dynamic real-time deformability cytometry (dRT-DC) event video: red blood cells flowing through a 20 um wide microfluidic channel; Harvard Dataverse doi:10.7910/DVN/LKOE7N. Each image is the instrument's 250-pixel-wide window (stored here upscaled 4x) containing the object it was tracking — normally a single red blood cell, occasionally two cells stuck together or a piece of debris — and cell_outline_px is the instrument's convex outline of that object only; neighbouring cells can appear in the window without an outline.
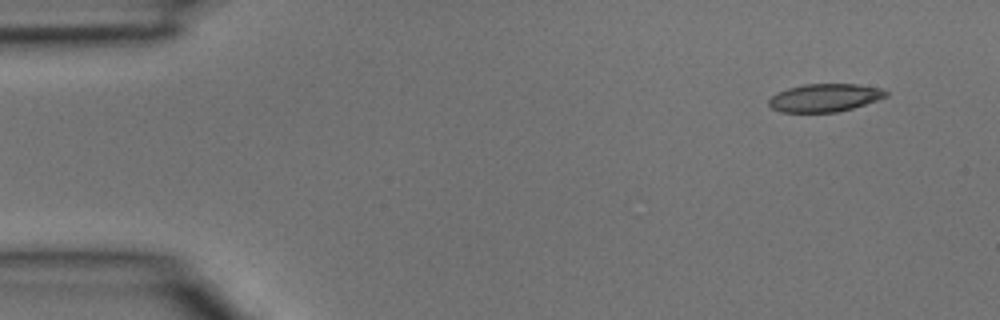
{"species": "common noctule bat (a hibernating species)", "species_latin": "Nyctalus noctula", "temperature_condition": "room temperature", "stored_images_in_passage": 4, "camera_frame_rate_fps": 3000, "um_per_image_px": 0.085, "animal": {"sex": "male", "body_mass_g": 15.6}, "frame": {"image": 1, "passage_image": 1, "time_ms": 0.0, "image_size_px": [1000, 320], "cell_outline_px": [[888, 96], [852, 108], [836, 112], [780, 112], [772, 108], [768, 104], [768, 100], [776, 92], [788, 88], [804, 84], [856, 84], [880, 88], [888, 92]], "centroid_in_image_um": [70.07, 8.3], "position_along_channel_um": 14.9, "area_um2": 19.02}}
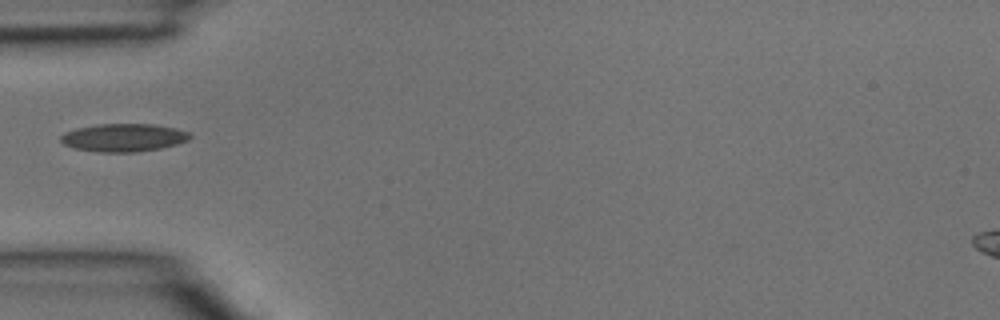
{"frame": {"image": 2, "passage_image": 4, "time_ms": 1.0, "image_size_px": [1000, 320], "cell_outline_px": [[192, 136], [188, 140], [176, 144], [160, 148], [136, 152], [100, 152], [76, 148], [64, 144], [60, 140], [60, 136], [64, 132], [76, 128], [100, 124], [152, 124], [176, 128], [188, 132]], "centroid_in_image_um": [10.5, 11.69], "position_along_channel_um": 74.5, "area_um2": 20.92}}